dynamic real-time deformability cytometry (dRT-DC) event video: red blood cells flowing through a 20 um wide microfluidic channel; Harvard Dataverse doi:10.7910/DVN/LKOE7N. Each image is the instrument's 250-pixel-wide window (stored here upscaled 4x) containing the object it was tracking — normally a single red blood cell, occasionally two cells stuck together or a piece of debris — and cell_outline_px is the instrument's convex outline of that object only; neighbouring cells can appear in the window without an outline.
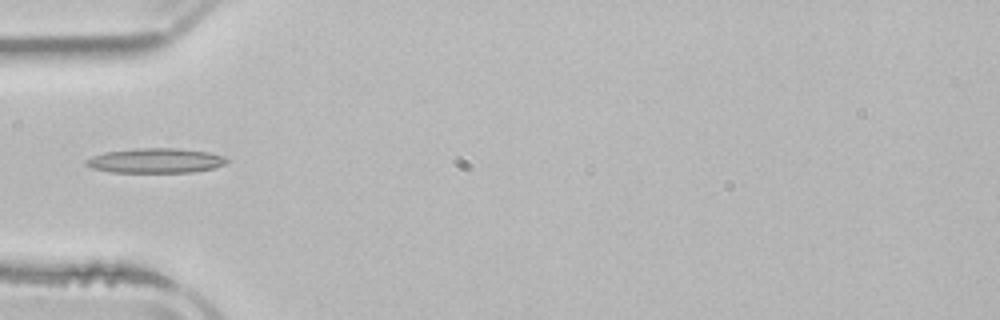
{"species": "common noctule bat (a hibernating species)", "species_latin": "Nyctalus noctula", "temperature_condition": "room temperature", "stored_images_in_passage": 3, "camera_frame_rate_fps": 3000, "um_per_image_px": 0.085, "animal": {"sex": "male", "body_mass_g": 21.5, "forearm_length_mm": 52.0}, "frame": {"image": 1, "passage_image": 3, "time_ms": 2.667, "image_size_px": [1000, 320], "cell_outline_px": [[228, 160], [224, 164], [216, 168], [192, 172], [108, 172], [92, 168], [84, 164], [84, 160], [92, 156], [104, 152], [136, 148], [176, 148], [208, 152], [224, 156]], "centroid_in_image_um": [13.19, 13.65], "position_along_channel_um": 71.8, "area_um2": 20.4}}